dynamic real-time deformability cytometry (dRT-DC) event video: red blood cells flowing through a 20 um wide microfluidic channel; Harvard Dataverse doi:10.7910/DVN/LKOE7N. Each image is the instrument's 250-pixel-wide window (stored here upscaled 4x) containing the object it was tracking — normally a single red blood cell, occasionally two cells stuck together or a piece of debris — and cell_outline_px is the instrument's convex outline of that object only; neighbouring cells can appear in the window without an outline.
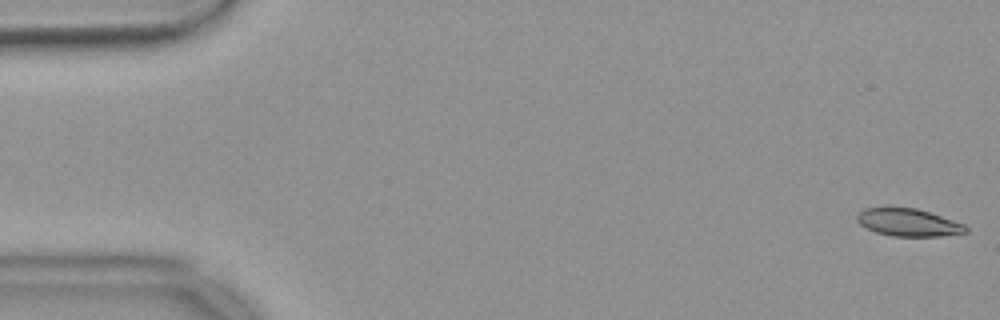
{"species": "common noctule bat (a hibernating species)", "species_latin": "Nyctalus noctula", "temperature_condition": "warm", "stored_images_in_passage": 55, "camera_frame_rate_fps": 3000, "um_per_image_px": 0.085, "animal": {"sex": "female", "body_mass_g": 18.4}, "frame": {"image": 1, "passage_image": 1, "time_ms": 0.0, "image_size_px": [1000, 320], "cell_outline_px": [[968, 232], [940, 236], [892, 236], [876, 232], [860, 224], [856, 220], [856, 216], [864, 208], [888, 204], [916, 208], [964, 224], [968, 228]], "centroid_in_image_um": [77.14, 18.86], "position_along_channel_um": 7.9, "area_um2": 17.92}}
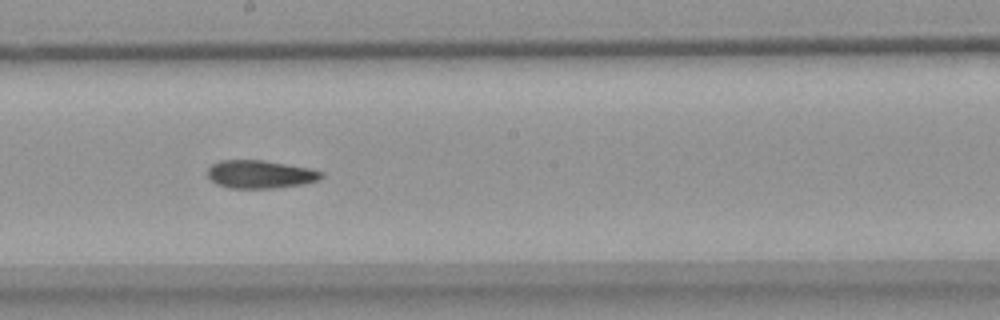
{"frame": {"image": 2, "passage_image": 30, "time_ms": 9.667, "image_size_px": [1000, 320], "cell_outline_px": [[324, 176], [320, 180], [304, 184], [272, 188], [228, 188], [216, 184], [208, 176], [208, 168], [212, 164], [220, 160], [264, 160], [308, 168], [324, 172]], "centroid_in_image_um": [22.13, 14.81], "position_along_channel_um": 226.1, "area_um2": 18.67}}
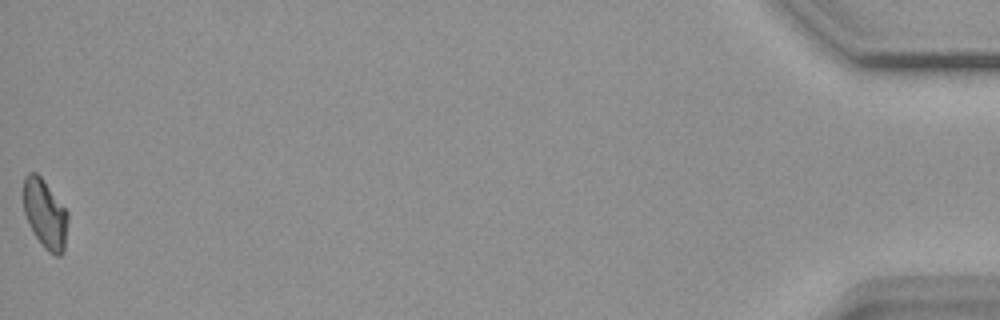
{"frame": {"image": 3, "passage_image": 55, "time_ms": 18.0, "image_size_px": [1000, 320], "cell_outline_px": [[68, 220], [64, 252], [60, 256], [56, 256], [48, 252], [44, 248], [32, 232], [28, 224], [24, 212], [24, 176], [28, 172], [36, 172], [40, 176], [68, 212]], "centroid_in_image_um": [3.83, 18.22], "position_along_channel_um": 431.4, "area_um2": 17.92}, "authors_computed_cell_mechanics": {"area_um2": 18.7272, "velocity_mm_per_s": 3.6672, "shape_relaxation_time_tau1_ms": null, "shape_relaxation_time_tau2_ms": 5.8829, "deformation_change_tau1": null, "deformation_change_tau2": 0.108}}